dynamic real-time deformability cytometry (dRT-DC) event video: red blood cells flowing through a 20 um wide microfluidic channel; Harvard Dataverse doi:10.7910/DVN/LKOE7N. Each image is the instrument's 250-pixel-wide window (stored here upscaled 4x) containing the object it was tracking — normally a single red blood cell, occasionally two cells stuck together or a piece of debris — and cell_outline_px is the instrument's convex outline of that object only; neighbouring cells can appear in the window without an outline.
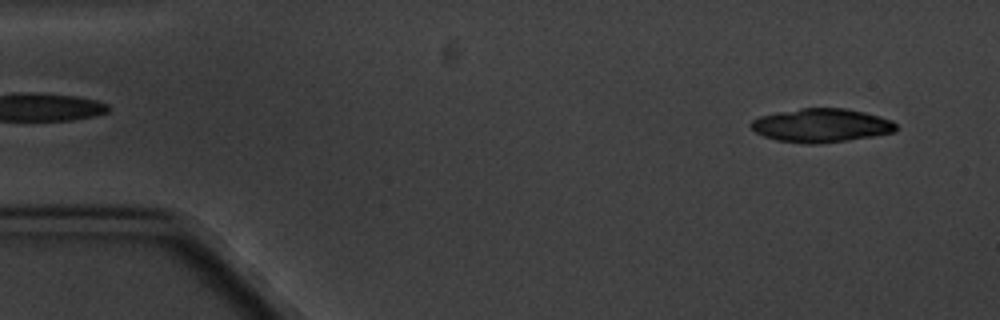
{"species": "common noctule bat (a hibernating species)", "species_latin": "Nyctalus noctula", "temperature_condition": "cold", "stored_images_in_passage": 4, "segment_of_instrument_passage": [1, 2], "camera_frame_rate_fps": 3000, "um_per_image_px": 0.085, "animal": {"sex": "male", "body_mass_g": 20.1, "forearm_length_mm": 53.5}, "frame": {"image": 1, "passage_image": 1, "time_ms": 0.0, "image_size_px": [1000, 320], "cell_outline_px": [[896, 132], [848, 140], [816, 144], [808, 144], [776, 140], [764, 136], [756, 132], [748, 124], [752, 120], [760, 116], [800, 108], [848, 108], [880, 116], [892, 120], [896, 124]], "centroid_in_image_um": [69.82, 10.66], "position_along_channel_um": 15.2, "area_um2": 28.44}}